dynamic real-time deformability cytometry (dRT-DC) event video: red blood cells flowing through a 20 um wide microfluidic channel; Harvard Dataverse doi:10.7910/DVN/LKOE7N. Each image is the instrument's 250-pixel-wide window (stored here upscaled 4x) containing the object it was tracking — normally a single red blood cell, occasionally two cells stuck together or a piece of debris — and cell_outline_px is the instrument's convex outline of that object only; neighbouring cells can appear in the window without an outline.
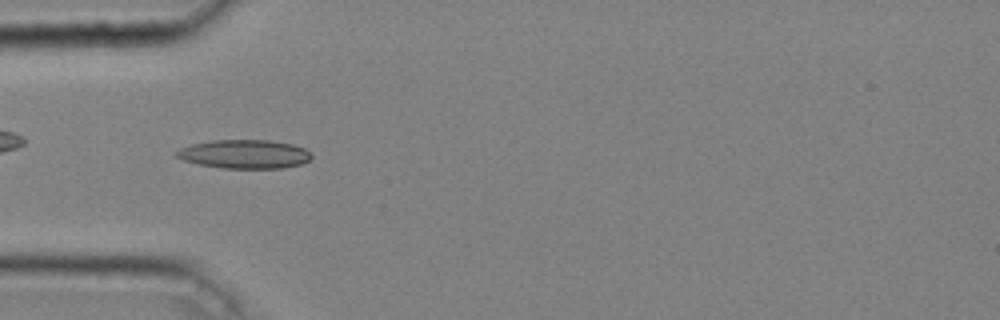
{"species": "common noctule bat (a hibernating species)", "species_latin": "Nyctalus noctula", "temperature_condition": "cold", "stored_images_in_passage": 42, "camera_frame_rate_fps": 3000, "um_per_image_px": 0.085, "animal": {"sex": "male", "body_mass_g": 20.4}, "frame": {"image": 1, "passage_image": 10, "time_ms": 3.0, "image_size_px": [1000, 320], "cell_outline_px": [[312, 156], [308, 160], [300, 164], [284, 168], [220, 168], [200, 164], [184, 160], [176, 156], [172, 152], [180, 148], [192, 144], [212, 140], [268, 140], [292, 144], [304, 148], [312, 152]], "centroid_in_image_um": [20.77, 13.09], "position_along_channel_um": 64.2, "area_um2": 22.66}}
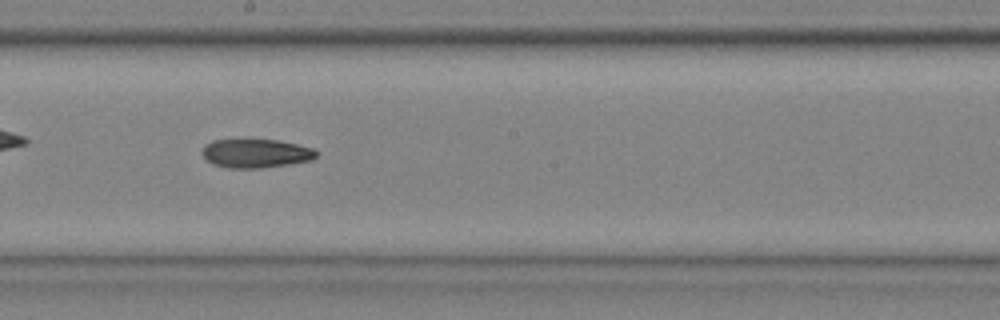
{"frame": {"image": 2, "passage_image": 22, "time_ms": 7.0, "image_size_px": [1000, 320], "cell_outline_px": [[316, 156], [312, 160], [288, 164], [260, 168], [228, 168], [212, 164], [200, 152], [204, 144], [212, 140], [276, 140], [296, 144], [312, 148], [316, 152]], "centroid_in_image_um": [21.69, 13.04], "position_along_channel_um": 226.5, "area_um2": 19.02}}
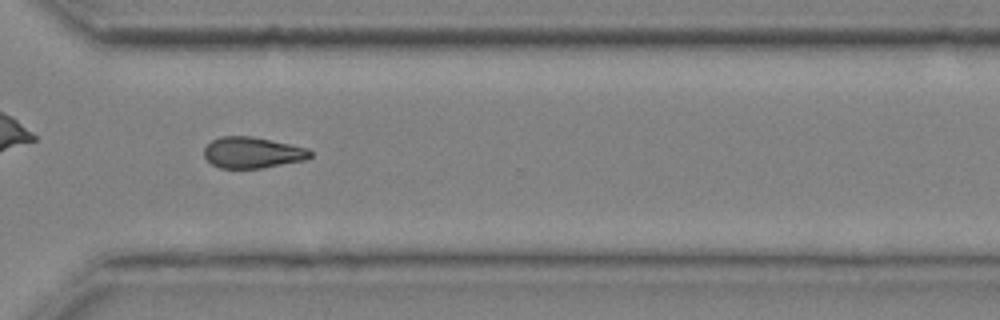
{"frame": {"image": 3, "passage_image": 31, "time_ms": 10.0, "image_size_px": [1000, 320], "cell_outline_px": [[312, 156], [304, 160], [264, 168], [220, 168], [212, 164], [204, 156], [204, 148], [212, 140], [220, 136], [252, 136], [308, 148], [312, 152]], "centroid_in_image_um": [21.46, 12.97], "position_along_channel_um": 349.1, "area_um2": 19.25}}